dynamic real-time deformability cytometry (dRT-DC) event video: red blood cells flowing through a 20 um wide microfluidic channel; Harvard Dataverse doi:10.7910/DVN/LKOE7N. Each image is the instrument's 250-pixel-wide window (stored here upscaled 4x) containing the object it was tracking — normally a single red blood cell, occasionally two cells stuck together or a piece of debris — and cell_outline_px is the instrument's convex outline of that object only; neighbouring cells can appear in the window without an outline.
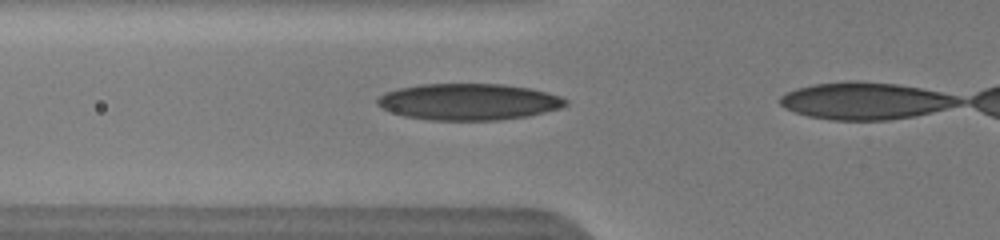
{"species": "human", "species_latin": "Homo sapiens", "temperature_condition": "warm", "stored_images_in_passage": 6, "camera_frame_rate_fps": 3000, "um_per_image_px": 0.085, "donor": {"sex": "male"}, "frame": {"image": 1, "passage_image": 5, "time_ms": 3.333, "image_size_px": [1000, 240], "cell_outline_px": [[568, 104], [560, 108], [528, 116], [500, 120], [428, 120], [404, 116], [392, 112], [376, 104], [376, 100], [384, 92], [400, 88], [420, 84], [504, 84], [532, 88], [548, 92], [560, 96], [568, 100]], "centroid_in_image_um": [39.86, 8.65], "position_along_channel_um": 85.9, "area_um2": 40.17}}